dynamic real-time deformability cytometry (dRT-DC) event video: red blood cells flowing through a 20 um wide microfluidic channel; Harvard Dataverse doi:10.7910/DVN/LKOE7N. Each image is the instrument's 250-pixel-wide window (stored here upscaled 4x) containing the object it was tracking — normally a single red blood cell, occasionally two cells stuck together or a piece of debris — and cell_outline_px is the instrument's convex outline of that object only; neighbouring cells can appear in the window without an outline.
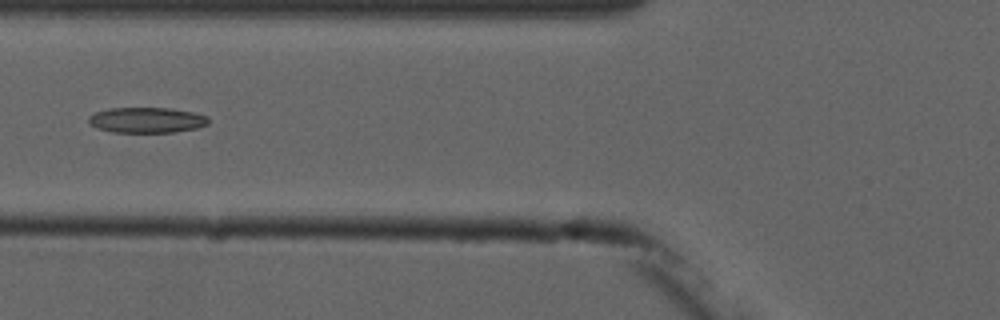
{"species": "common noctule bat (a hibernating species)", "species_latin": "Nyctalus noctula", "temperature_condition": "cold", "stored_images_in_passage": 6, "camera_frame_rate_fps": 3000, "um_per_image_px": 0.085, "animal": {"sex": "male", "forearm_length_mm": 52.5}, "frame": {"image": 1, "passage_image": 3, "time_ms": 2.333, "image_size_px": [1000, 320], "cell_outline_px": [[208, 124], [196, 128], [172, 132], [112, 132], [96, 128], [88, 124], [88, 116], [96, 112], [108, 108], [172, 108], [192, 112], [208, 116]], "centroid_in_image_um": [12.43, 10.2], "position_along_channel_um": 113.4, "area_um2": 17.86}}
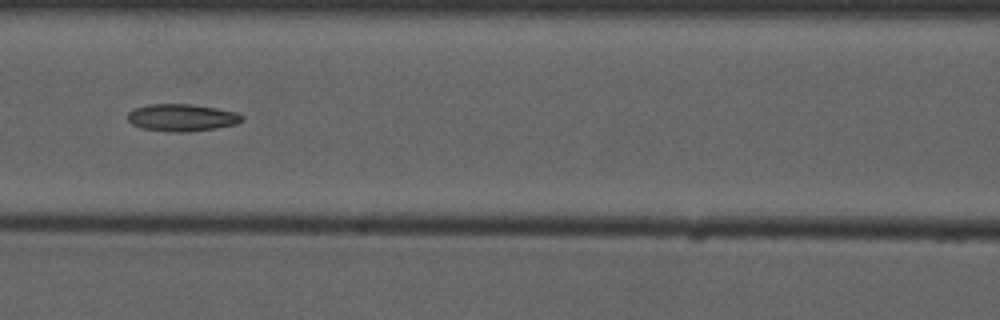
{"frame": {"image": 2, "passage_image": 4, "time_ms": 3.333, "image_size_px": [1000, 320], "cell_outline_px": [[244, 120], [236, 124], [216, 128], [188, 132], [176, 132], [140, 128], [132, 124], [128, 120], [128, 112], [132, 108], [148, 104], [192, 104], [216, 108], [236, 112], [244, 116]], "centroid_in_image_um": [15.45, 9.99], "position_along_channel_um": 151.2, "area_um2": 18.26}}
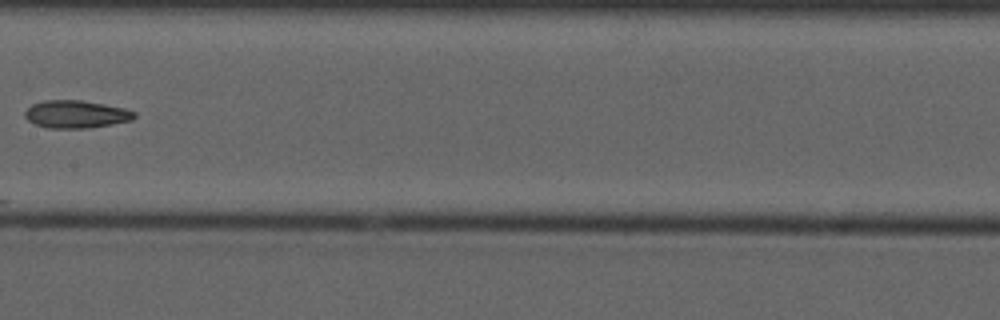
{"frame": {"image": 3, "passage_image": 5, "time_ms": 4.667, "image_size_px": [1000, 320], "cell_outline_px": [[136, 116], [132, 120], [112, 124], [88, 128], [48, 128], [36, 124], [28, 120], [24, 116], [24, 112], [32, 104], [44, 100], [80, 100], [104, 104], [124, 108], [136, 112]], "centroid_in_image_um": [6.46, 9.71], "position_along_channel_um": 200.9, "area_um2": 17.63}}